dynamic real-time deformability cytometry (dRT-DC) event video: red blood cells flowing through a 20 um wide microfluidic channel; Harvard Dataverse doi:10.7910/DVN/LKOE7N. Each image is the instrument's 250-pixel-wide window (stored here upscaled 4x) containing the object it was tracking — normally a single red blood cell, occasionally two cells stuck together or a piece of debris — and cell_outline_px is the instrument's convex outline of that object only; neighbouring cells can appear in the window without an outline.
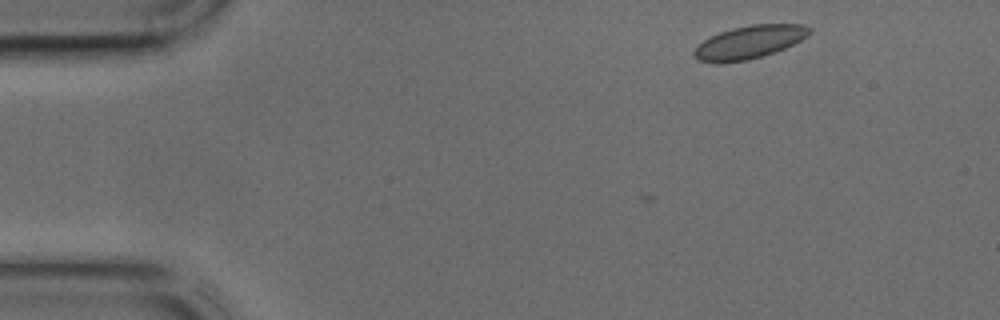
{"species": "common noctule bat (a hibernating species)", "species_latin": "Nyctalus noctula", "temperature_condition": "cold", "stored_images_in_passage": 4, "camera_frame_rate_fps": 3000, "um_per_image_px": 0.085, "animal": {"sex": "male", "body_mass_g": 17.9, "forearm_length_mm": 54.2}, "frame": {"image": 1, "passage_image": 1, "time_ms": 0.0, "image_size_px": [1000, 320], "cell_outline_px": [[812, 32], [808, 36], [784, 48], [748, 60], [716, 64], [696, 60], [692, 52], [704, 40], [720, 32], [732, 28], [752, 24], [804, 24], [812, 28]], "centroid_in_image_um": [63.68, 3.58], "position_along_channel_um": 21.3, "area_um2": 22.2}}